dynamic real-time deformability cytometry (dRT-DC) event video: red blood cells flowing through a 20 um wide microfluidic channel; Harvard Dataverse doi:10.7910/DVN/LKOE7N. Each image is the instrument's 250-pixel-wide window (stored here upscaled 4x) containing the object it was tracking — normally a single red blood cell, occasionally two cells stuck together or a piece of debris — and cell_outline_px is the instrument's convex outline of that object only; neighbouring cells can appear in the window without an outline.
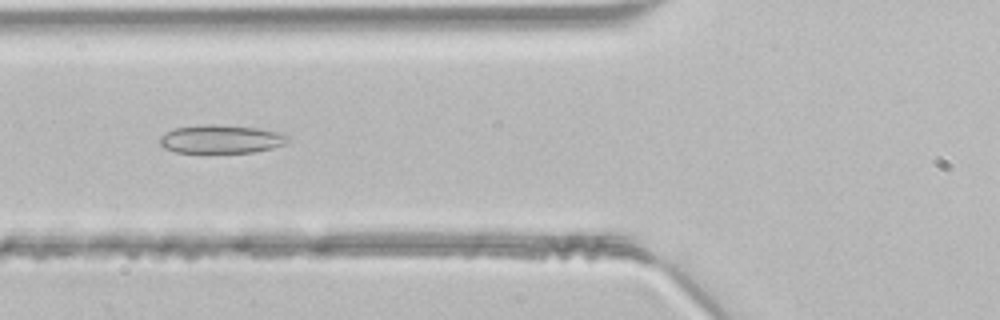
{"species": "common noctule bat (a hibernating species)", "species_latin": "Nyctalus noctula", "temperature_condition": "room temperature", "stored_images_in_passage": 34, "camera_frame_rate_fps": 3000, "um_per_image_px": 0.085, "animal": {"sex": "male", "body_mass_g": 21.5, "forearm_length_mm": 52.0}, "frame": {"image": 1, "passage_image": 5, "time_ms": 1.333, "image_size_px": [1000, 320], "cell_outline_px": [[288, 140], [284, 144], [272, 148], [252, 152], [176, 152], [164, 148], [160, 144], [160, 136], [176, 128], [204, 124], [216, 124], [260, 128], [276, 132], [288, 136]], "centroid_in_image_um": [18.78, 11.82], "position_along_channel_um": 107.0, "area_um2": 20.92}}
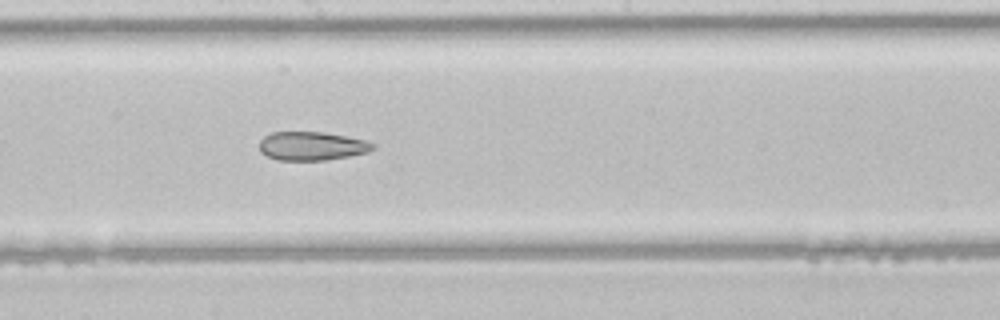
{"frame": {"image": 2, "passage_image": 13, "time_ms": 4.0, "image_size_px": [1000, 320], "cell_outline_px": [[376, 148], [368, 152], [348, 156], [324, 160], [276, 160], [260, 152], [260, 140], [264, 136], [272, 132], [324, 132], [364, 140], [376, 144]], "centroid_in_image_um": [26.5, 12.41], "position_along_channel_um": 221.7, "area_um2": 18.9}}
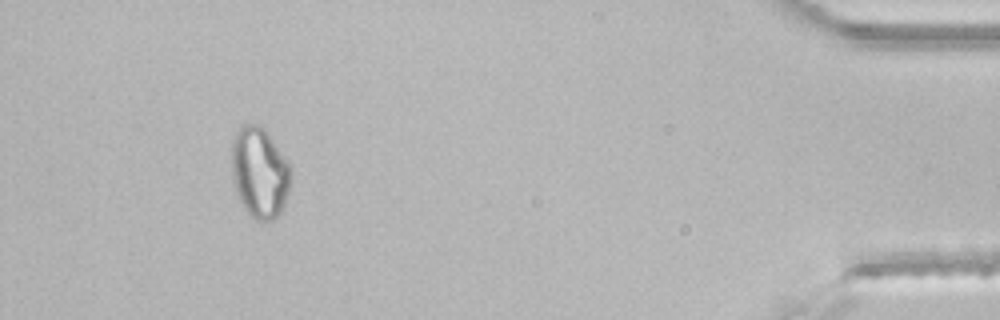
{"frame": {"image": 3, "passage_image": 31, "time_ms": 10.0, "image_size_px": [1000, 320], "cell_outline_px": [[292, 172], [288, 192], [284, 204], [280, 212], [272, 220], [256, 220], [244, 208], [240, 200], [232, 180], [232, 140], [240, 124], [260, 124], [264, 128], [292, 164]], "centroid_in_image_um": [22.08, 14.62], "position_along_channel_um": 413.1, "area_um2": 31.62}}